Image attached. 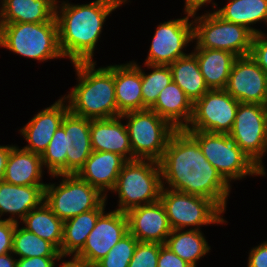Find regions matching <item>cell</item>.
Listing matches in <instances>:
<instances>
[{
    "instance_id": "1",
    "label": "cell",
    "mask_w": 267,
    "mask_h": 267,
    "mask_svg": "<svg viewBox=\"0 0 267 267\" xmlns=\"http://www.w3.org/2000/svg\"><path fill=\"white\" fill-rule=\"evenodd\" d=\"M159 164L163 188L211 199L226 211L231 184L206 159L198 142L185 129L173 132Z\"/></svg>"
},
{
    "instance_id": "2",
    "label": "cell",
    "mask_w": 267,
    "mask_h": 267,
    "mask_svg": "<svg viewBox=\"0 0 267 267\" xmlns=\"http://www.w3.org/2000/svg\"><path fill=\"white\" fill-rule=\"evenodd\" d=\"M128 0H94L89 4L56 2L59 48L72 64L94 62V50L107 17ZM61 4L59 5V3Z\"/></svg>"
},
{
    "instance_id": "3",
    "label": "cell",
    "mask_w": 267,
    "mask_h": 267,
    "mask_svg": "<svg viewBox=\"0 0 267 267\" xmlns=\"http://www.w3.org/2000/svg\"><path fill=\"white\" fill-rule=\"evenodd\" d=\"M96 65V61L73 63L78 84L62 97L69 111L77 116L87 119L118 117L114 65L95 68Z\"/></svg>"
},
{
    "instance_id": "4",
    "label": "cell",
    "mask_w": 267,
    "mask_h": 267,
    "mask_svg": "<svg viewBox=\"0 0 267 267\" xmlns=\"http://www.w3.org/2000/svg\"><path fill=\"white\" fill-rule=\"evenodd\" d=\"M0 47L40 62L64 58L59 48L56 19L44 23L0 24Z\"/></svg>"
},
{
    "instance_id": "5",
    "label": "cell",
    "mask_w": 267,
    "mask_h": 267,
    "mask_svg": "<svg viewBox=\"0 0 267 267\" xmlns=\"http://www.w3.org/2000/svg\"><path fill=\"white\" fill-rule=\"evenodd\" d=\"M161 190L159 162L136 159L123 165L111 192L118 194L116 210L127 213L135 207L159 201Z\"/></svg>"
},
{
    "instance_id": "6",
    "label": "cell",
    "mask_w": 267,
    "mask_h": 267,
    "mask_svg": "<svg viewBox=\"0 0 267 267\" xmlns=\"http://www.w3.org/2000/svg\"><path fill=\"white\" fill-rule=\"evenodd\" d=\"M221 176L230 184L246 176H266V174L241 150L236 140L229 134L186 130Z\"/></svg>"
},
{
    "instance_id": "7",
    "label": "cell",
    "mask_w": 267,
    "mask_h": 267,
    "mask_svg": "<svg viewBox=\"0 0 267 267\" xmlns=\"http://www.w3.org/2000/svg\"><path fill=\"white\" fill-rule=\"evenodd\" d=\"M211 4L213 12L206 11L196 17L197 10L192 11L193 40L196 42L193 48L226 50L237 57L250 55L254 34L245 26L221 18L215 12L217 4Z\"/></svg>"
},
{
    "instance_id": "8",
    "label": "cell",
    "mask_w": 267,
    "mask_h": 267,
    "mask_svg": "<svg viewBox=\"0 0 267 267\" xmlns=\"http://www.w3.org/2000/svg\"><path fill=\"white\" fill-rule=\"evenodd\" d=\"M133 152V160H154L159 162L169 138L176 130L167 120L151 109L129 111L121 115Z\"/></svg>"
},
{
    "instance_id": "9",
    "label": "cell",
    "mask_w": 267,
    "mask_h": 267,
    "mask_svg": "<svg viewBox=\"0 0 267 267\" xmlns=\"http://www.w3.org/2000/svg\"><path fill=\"white\" fill-rule=\"evenodd\" d=\"M61 177L57 184L49 183L44 189V202L63 222L81 213L97 209L107 197L77 174H55Z\"/></svg>"
},
{
    "instance_id": "10",
    "label": "cell",
    "mask_w": 267,
    "mask_h": 267,
    "mask_svg": "<svg viewBox=\"0 0 267 267\" xmlns=\"http://www.w3.org/2000/svg\"><path fill=\"white\" fill-rule=\"evenodd\" d=\"M159 200L172 230H185L190 226L200 230V226L227 222L223 218L224 211L211 199L162 187Z\"/></svg>"
},
{
    "instance_id": "11",
    "label": "cell",
    "mask_w": 267,
    "mask_h": 267,
    "mask_svg": "<svg viewBox=\"0 0 267 267\" xmlns=\"http://www.w3.org/2000/svg\"><path fill=\"white\" fill-rule=\"evenodd\" d=\"M228 134L266 174L262 158L267 153V106L239 103L233 127Z\"/></svg>"
},
{
    "instance_id": "12",
    "label": "cell",
    "mask_w": 267,
    "mask_h": 267,
    "mask_svg": "<svg viewBox=\"0 0 267 267\" xmlns=\"http://www.w3.org/2000/svg\"><path fill=\"white\" fill-rule=\"evenodd\" d=\"M239 103L225 89L209 90L193 103L192 118L185 130L228 134Z\"/></svg>"
},
{
    "instance_id": "13",
    "label": "cell",
    "mask_w": 267,
    "mask_h": 267,
    "mask_svg": "<svg viewBox=\"0 0 267 267\" xmlns=\"http://www.w3.org/2000/svg\"><path fill=\"white\" fill-rule=\"evenodd\" d=\"M187 16L165 21L157 25L149 53L144 64L170 65L187 56L184 49L193 43L192 11L183 10Z\"/></svg>"
},
{
    "instance_id": "14",
    "label": "cell",
    "mask_w": 267,
    "mask_h": 267,
    "mask_svg": "<svg viewBox=\"0 0 267 267\" xmlns=\"http://www.w3.org/2000/svg\"><path fill=\"white\" fill-rule=\"evenodd\" d=\"M104 211L88 235L83 248L71 260L93 267L129 232L127 214L118 210Z\"/></svg>"
},
{
    "instance_id": "15",
    "label": "cell",
    "mask_w": 267,
    "mask_h": 267,
    "mask_svg": "<svg viewBox=\"0 0 267 267\" xmlns=\"http://www.w3.org/2000/svg\"><path fill=\"white\" fill-rule=\"evenodd\" d=\"M225 90L240 103L267 106V73L250 55L237 57Z\"/></svg>"
},
{
    "instance_id": "16",
    "label": "cell",
    "mask_w": 267,
    "mask_h": 267,
    "mask_svg": "<svg viewBox=\"0 0 267 267\" xmlns=\"http://www.w3.org/2000/svg\"><path fill=\"white\" fill-rule=\"evenodd\" d=\"M69 111L66 100L61 97L51 106L39 111L20 129V134L28 142L22 149L42 155L49 142Z\"/></svg>"
},
{
    "instance_id": "17",
    "label": "cell",
    "mask_w": 267,
    "mask_h": 267,
    "mask_svg": "<svg viewBox=\"0 0 267 267\" xmlns=\"http://www.w3.org/2000/svg\"><path fill=\"white\" fill-rule=\"evenodd\" d=\"M126 214L129 232L138 241L165 244L172 228L160 200L130 209Z\"/></svg>"
},
{
    "instance_id": "18",
    "label": "cell",
    "mask_w": 267,
    "mask_h": 267,
    "mask_svg": "<svg viewBox=\"0 0 267 267\" xmlns=\"http://www.w3.org/2000/svg\"><path fill=\"white\" fill-rule=\"evenodd\" d=\"M66 134V174H77L93 152L90 139V119L68 111L61 123Z\"/></svg>"
},
{
    "instance_id": "19",
    "label": "cell",
    "mask_w": 267,
    "mask_h": 267,
    "mask_svg": "<svg viewBox=\"0 0 267 267\" xmlns=\"http://www.w3.org/2000/svg\"><path fill=\"white\" fill-rule=\"evenodd\" d=\"M127 160L114 152L93 151L77 175L107 197Z\"/></svg>"
},
{
    "instance_id": "20",
    "label": "cell",
    "mask_w": 267,
    "mask_h": 267,
    "mask_svg": "<svg viewBox=\"0 0 267 267\" xmlns=\"http://www.w3.org/2000/svg\"><path fill=\"white\" fill-rule=\"evenodd\" d=\"M122 117L90 119V139L93 151L114 152L127 161L133 160L126 125Z\"/></svg>"
},
{
    "instance_id": "21",
    "label": "cell",
    "mask_w": 267,
    "mask_h": 267,
    "mask_svg": "<svg viewBox=\"0 0 267 267\" xmlns=\"http://www.w3.org/2000/svg\"><path fill=\"white\" fill-rule=\"evenodd\" d=\"M45 187L46 185L21 186L1 182L0 220L7 213L10 217L5 220L19 223L32 209L44 202Z\"/></svg>"
},
{
    "instance_id": "22",
    "label": "cell",
    "mask_w": 267,
    "mask_h": 267,
    "mask_svg": "<svg viewBox=\"0 0 267 267\" xmlns=\"http://www.w3.org/2000/svg\"><path fill=\"white\" fill-rule=\"evenodd\" d=\"M114 85L118 116L129 111L143 110L141 65L134 61L115 64Z\"/></svg>"
},
{
    "instance_id": "23",
    "label": "cell",
    "mask_w": 267,
    "mask_h": 267,
    "mask_svg": "<svg viewBox=\"0 0 267 267\" xmlns=\"http://www.w3.org/2000/svg\"><path fill=\"white\" fill-rule=\"evenodd\" d=\"M167 120L175 129H185L193 114V103L172 80L158 95L150 108Z\"/></svg>"
},
{
    "instance_id": "24",
    "label": "cell",
    "mask_w": 267,
    "mask_h": 267,
    "mask_svg": "<svg viewBox=\"0 0 267 267\" xmlns=\"http://www.w3.org/2000/svg\"><path fill=\"white\" fill-rule=\"evenodd\" d=\"M43 164L41 155L14 146L6 165L4 182L21 185H47L42 182Z\"/></svg>"
},
{
    "instance_id": "25",
    "label": "cell",
    "mask_w": 267,
    "mask_h": 267,
    "mask_svg": "<svg viewBox=\"0 0 267 267\" xmlns=\"http://www.w3.org/2000/svg\"><path fill=\"white\" fill-rule=\"evenodd\" d=\"M57 0H8L0 7V24L44 23L55 19Z\"/></svg>"
},
{
    "instance_id": "26",
    "label": "cell",
    "mask_w": 267,
    "mask_h": 267,
    "mask_svg": "<svg viewBox=\"0 0 267 267\" xmlns=\"http://www.w3.org/2000/svg\"><path fill=\"white\" fill-rule=\"evenodd\" d=\"M201 74L210 90L225 89L236 55L226 50L194 48Z\"/></svg>"
},
{
    "instance_id": "27",
    "label": "cell",
    "mask_w": 267,
    "mask_h": 267,
    "mask_svg": "<svg viewBox=\"0 0 267 267\" xmlns=\"http://www.w3.org/2000/svg\"><path fill=\"white\" fill-rule=\"evenodd\" d=\"M105 207L106 200L97 209L81 213L63 222V240L59 250L63 258L67 256L73 258L83 248Z\"/></svg>"
},
{
    "instance_id": "28",
    "label": "cell",
    "mask_w": 267,
    "mask_h": 267,
    "mask_svg": "<svg viewBox=\"0 0 267 267\" xmlns=\"http://www.w3.org/2000/svg\"><path fill=\"white\" fill-rule=\"evenodd\" d=\"M172 80L185 92L194 103L210 89L200 72L196 56L191 52L169 65Z\"/></svg>"
},
{
    "instance_id": "29",
    "label": "cell",
    "mask_w": 267,
    "mask_h": 267,
    "mask_svg": "<svg viewBox=\"0 0 267 267\" xmlns=\"http://www.w3.org/2000/svg\"><path fill=\"white\" fill-rule=\"evenodd\" d=\"M164 245L192 267L211 250L201 230L188 228L172 230Z\"/></svg>"
},
{
    "instance_id": "30",
    "label": "cell",
    "mask_w": 267,
    "mask_h": 267,
    "mask_svg": "<svg viewBox=\"0 0 267 267\" xmlns=\"http://www.w3.org/2000/svg\"><path fill=\"white\" fill-rule=\"evenodd\" d=\"M229 3L215 11L221 18L234 24L245 26L254 35L262 32L253 24H267V0H228ZM252 25V26H251Z\"/></svg>"
},
{
    "instance_id": "31",
    "label": "cell",
    "mask_w": 267,
    "mask_h": 267,
    "mask_svg": "<svg viewBox=\"0 0 267 267\" xmlns=\"http://www.w3.org/2000/svg\"><path fill=\"white\" fill-rule=\"evenodd\" d=\"M20 223L26 230L52 243L58 250L63 240V221L43 202L38 208L32 209Z\"/></svg>"
},
{
    "instance_id": "32",
    "label": "cell",
    "mask_w": 267,
    "mask_h": 267,
    "mask_svg": "<svg viewBox=\"0 0 267 267\" xmlns=\"http://www.w3.org/2000/svg\"><path fill=\"white\" fill-rule=\"evenodd\" d=\"M16 227L13 233L12 253L19 258L62 257L59 250L49 241L42 239L23 227Z\"/></svg>"
},
{
    "instance_id": "33",
    "label": "cell",
    "mask_w": 267,
    "mask_h": 267,
    "mask_svg": "<svg viewBox=\"0 0 267 267\" xmlns=\"http://www.w3.org/2000/svg\"><path fill=\"white\" fill-rule=\"evenodd\" d=\"M144 65L152 72L146 74L141 68L143 110L150 109L160 92L172 81L169 65Z\"/></svg>"
},
{
    "instance_id": "34",
    "label": "cell",
    "mask_w": 267,
    "mask_h": 267,
    "mask_svg": "<svg viewBox=\"0 0 267 267\" xmlns=\"http://www.w3.org/2000/svg\"><path fill=\"white\" fill-rule=\"evenodd\" d=\"M66 154L65 129L60 125L41 155L43 167L50 176L66 174Z\"/></svg>"
},
{
    "instance_id": "35",
    "label": "cell",
    "mask_w": 267,
    "mask_h": 267,
    "mask_svg": "<svg viewBox=\"0 0 267 267\" xmlns=\"http://www.w3.org/2000/svg\"><path fill=\"white\" fill-rule=\"evenodd\" d=\"M138 240L128 232L93 267H128Z\"/></svg>"
},
{
    "instance_id": "36",
    "label": "cell",
    "mask_w": 267,
    "mask_h": 267,
    "mask_svg": "<svg viewBox=\"0 0 267 267\" xmlns=\"http://www.w3.org/2000/svg\"><path fill=\"white\" fill-rule=\"evenodd\" d=\"M160 243L138 241L128 267H157Z\"/></svg>"
},
{
    "instance_id": "37",
    "label": "cell",
    "mask_w": 267,
    "mask_h": 267,
    "mask_svg": "<svg viewBox=\"0 0 267 267\" xmlns=\"http://www.w3.org/2000/svg\"><path fill=\"white\" fill-rule=\"evenodd\" d=\"M250 56L267 73V35L265 33L260 32L253 36Z\"/></svg>"
},
{
    "instance_id": "38",
    "label": "cell",
    "mask_w": 267,
    "mask_h": 267,
    "mask_svg": "<svg viewBox=\"0 0 267 267\" xmlns=\"http://www.w3.org/2000/svg\"><path fill=\"white\" fill-rule=\"evenodd\" d=\"M15 227V222L0 220V255L12 252Z\"/></svg>"
},
{
    "instance_id": "39",
    "label": "cell",
    "mask_w": 267,
    "mask_h": 267,
    "mask_svg": "<svg viewBox=\"0 0 267 267\" xmlns=\"http://www.w3.org/2000/svg\"><path fill=\"white\" fill-rule=\"evenodd\" d=\"M157 267H192L164 244H160Z\"/></svg>"
},
{
    "instance_id": "40",
    "label": "cell",
    "mask_w": 267,
    "mask_h": 267,
    "mask_svg": "<svg viewBox=\"0 0 267 267\" xmlns=\"http://www.w3.org/2000/svg\"><path fill=\"white\" fill-rule=\"evenodd\" d=\"M63 257H29L18 258L16 267H56V261H63Z\"/></svg>"
},
{
    "instance_id": "41",
    "label": "cell",
    "mask_w": 267,
    "mask_h": 267,
    "mask_svg": "<svg viewBox=\"0 0 267 267\" xmlns=\"http://www.w3.org/2000/svg\"><path fill=\"white\" fill-rule=\"evenodd\" d=\"M248 256L247 267H267V241L252 248Z\"/></svg>"
},
{
    "instance_id": "42",
    "label": "cell",
    "mask_w": 267,
    "mask_h": 267,
    "mask_svg": "<svg viewBox=\"0 0 267 267\" xmlns=\"http://www.w3.org/2000/svg\"><path fill=\"white\" fill-rule=\"evenodd\" d=\"M15 145H0V183L4 182L5 170L9 153Z\"/></svg>"
},
{
    "instance_id": "43",
    "label": "cell",
    "mask_w": 267,
    "mask_h": 267,
    "mask_svg": "<svg viewBox=\"0 0 267 267\" xmlns=\"http://www.w3.org/2000/svg\"><path fill=\"white\" fill-rule=\"evenodd\" d=\"M185 1V6L184 10H189V11H198L202 6L207 5V3H211L212 0H184Z\"/></svg>"
},
{
    "instance_id": "44",
    "label": "cell",
    "mask_w": 267,
    "mask_h": 267,
    "mask_svg": "<svg viewBox=\"0 0 267 267\" xmlns=\"http://www.w3.org/2000/svg\"><path fill=\"white\" fill-rule=\"evenodd\" d=\"M12 252L0 255V267H16L17 259Z\"/></svg>"
},
{
    "instance_id": "45",
    "label": "cell",
    "mask_w": 267,
    "mask_h": 267,
    "mask_svg": "<svg viewBox=\"0 0 267 267\" xmlns=\"http://www.w3.org/2000/svg\"><path fill=\"white\" fill-rule=\"evenodd\" d=\"M59 267H91V266H87V265H83L77 262H74L73 260L69 259V260H64L61 262V264H59Z\"/></svg>"
},
{
    "instance_id": "46",
    "label": "cell",
    "mask_w": 267,
    "mask_h": 267,
    "mask_svg": "<svg viewBox=\"0 0 267 267\" xmlns=\"http://www.w3.org/2000/svg\"><path fill=\"white\" fill-rule=\"evenodd\" d=\"M1 2V4H0V7L6 2V1H8V0H0Z\"/></svg>"
}]
</instances>
